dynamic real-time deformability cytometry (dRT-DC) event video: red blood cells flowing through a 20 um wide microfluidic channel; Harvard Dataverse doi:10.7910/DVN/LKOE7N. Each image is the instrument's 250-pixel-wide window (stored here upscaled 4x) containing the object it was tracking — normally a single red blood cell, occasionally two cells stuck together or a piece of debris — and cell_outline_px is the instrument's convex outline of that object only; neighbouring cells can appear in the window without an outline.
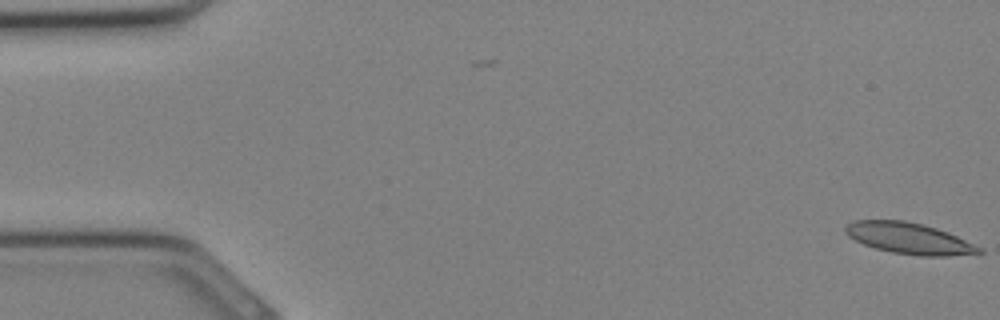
{"species": "Egyptian fruit bat (a non-hibernating species)", "species_latin": "Rousettus aegyptiacus", "temperature_condition": "cold", "stored_images_in_passage": 3, "camera_frame_rate_fps": 3000, "um_per_image_px": 0.085, "animal": {"sex": "female"}, "frame": {"image": 1, "passage_image": 3, "time_ms": 0.667, "image_size_px": [1000, 320], "cell_outline_px": [[984, 252], [980, 256], [920, 256], [892, 252], [876, 248], [864, 244], [848, 236], [844, 232], [844, 228], [852, 220], [904, 220], [936, 228], [948, 232], [984, 248]], "centroid_in_image_um": [77.38, 20.28], "position_along_channel_um": 7.6, "area_um2": 24.68}}